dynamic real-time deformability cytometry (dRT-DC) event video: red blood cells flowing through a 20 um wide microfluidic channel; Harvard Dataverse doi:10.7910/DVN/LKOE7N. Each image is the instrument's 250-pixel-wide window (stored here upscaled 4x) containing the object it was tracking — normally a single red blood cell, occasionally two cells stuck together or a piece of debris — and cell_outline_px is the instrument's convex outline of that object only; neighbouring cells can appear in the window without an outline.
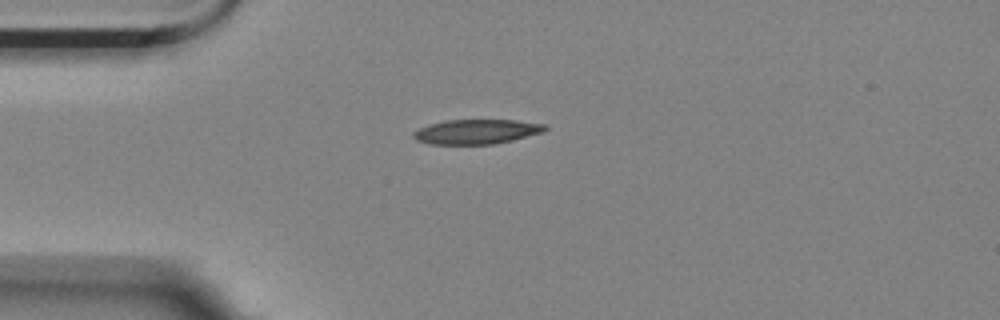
{"species": "Egyptian fruit bat (a non-hibernating species)", "species_latin": "Rousettus aegyptiacus", "temperature_condition": "room temperature", "stored_images_in_passage": 5, "camera_frame_rate_fps": 3000, "um_per_image_px": 0.085, "animal": {"sex": "female"}, "frame": {"image": 1, "passage_image": 1, "time_ms": 0.0, "image_size_px": [1000, 320], "cell_outline_px": [[548, 128], [544, 132], [512, 140], [492, 144], [432, 144], [416, 140], [412, 136], [412, 132], [428, 124], [444, 120], [516, 120], [544, 124]], "centroid_in_image_um": [40.49, 11.18], "position_along_channel_um": 44.5, "area_um2": 18.9}}
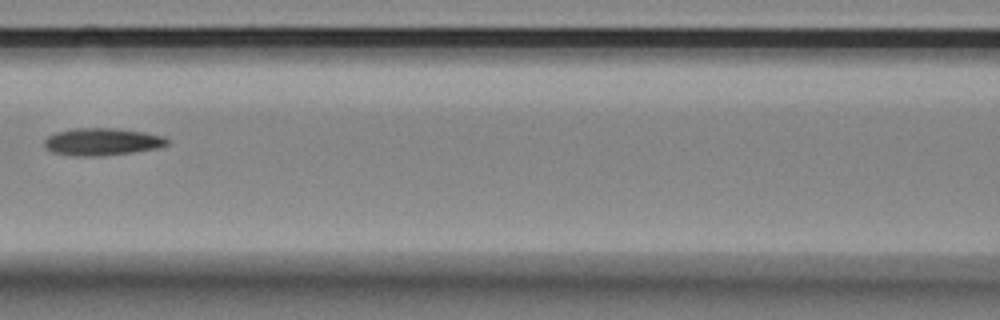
{"frame": {"image": 2, "passage_image": 4, "time_ms": 1.0, "image_size_px": [1000, 320], "cell_outline_px": [[168, 144], [156, 148], [132, 152], [104, 156], [76, 156], [52, 152], [44, 144], [44, 140], [48, 136], [56, 132], [72, 128], [112, 128], [144, 132], [164, 136], [168, 140]], "centroid_in_image_um": [8.66, 12.04], "position_along_channel_um": 157.9, "area_um2": 19.48}}
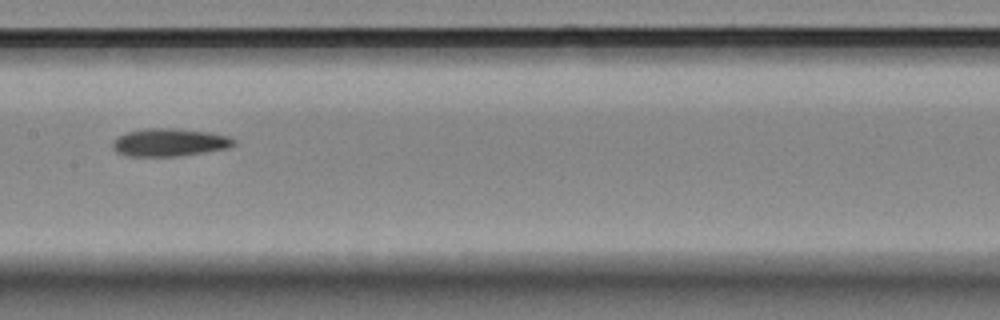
{"frame": {"image": 3, "passage_image": 5, "time_ms": 1.333, "image_size_px": [1000, 320], "cell_outline_px": [[236, 144], [228, 148], [180, 156], [128, 156], [116, 152], [112, 148], [112, 140], [124, 132], [144, 128], [176, 128], [208, 132], [228, 136], [236, 140]], "centroid_in_image_um": [14.37, 12.1], "position_along_channel_um": 193.0, "area_um2": 19.88}}